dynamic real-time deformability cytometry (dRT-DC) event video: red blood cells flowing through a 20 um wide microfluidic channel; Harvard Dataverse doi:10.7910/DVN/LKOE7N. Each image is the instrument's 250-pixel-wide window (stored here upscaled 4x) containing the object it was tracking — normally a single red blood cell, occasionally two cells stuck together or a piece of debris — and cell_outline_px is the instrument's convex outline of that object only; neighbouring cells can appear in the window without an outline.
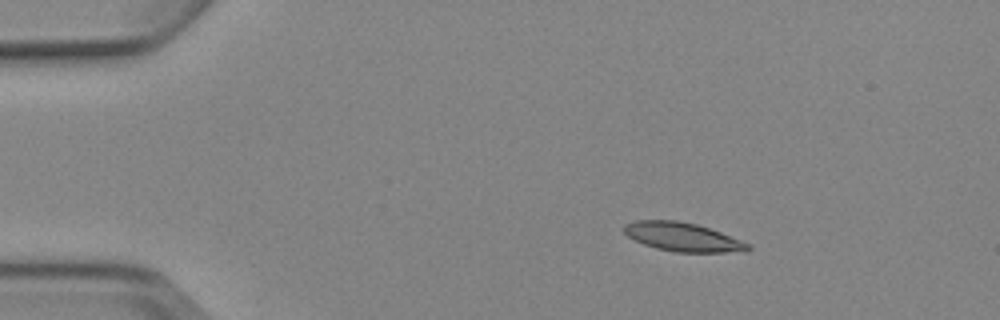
{"species": "Egyptian fruit bat (a non-hibernating species)", "species_latin": "Rousettus aegyptiacus", "temperature_condition": "cold", "stored_images_in_passage": 5, "camera_frame_rate_fps": 3000, "um_per_image_px": 0.085, "animal": {"sex": "female"}, "frame": {"image": 1, "passage_image": 3, "time_ms": 2.333, "image_size_px": [1000, 320], "cell_outline_px": [[752, 248], [748, 252], [676, 252], [656, 248], [644, 244], [628, 236], [624, 232], [624, 224], [636, 220], [676, 220], [696, 224], [720, 232], [752, 244]], "centroid_in_image_um": [58.08, 20.15], "position_along_channel_um": 26.9, "area_um2": 20.81}}